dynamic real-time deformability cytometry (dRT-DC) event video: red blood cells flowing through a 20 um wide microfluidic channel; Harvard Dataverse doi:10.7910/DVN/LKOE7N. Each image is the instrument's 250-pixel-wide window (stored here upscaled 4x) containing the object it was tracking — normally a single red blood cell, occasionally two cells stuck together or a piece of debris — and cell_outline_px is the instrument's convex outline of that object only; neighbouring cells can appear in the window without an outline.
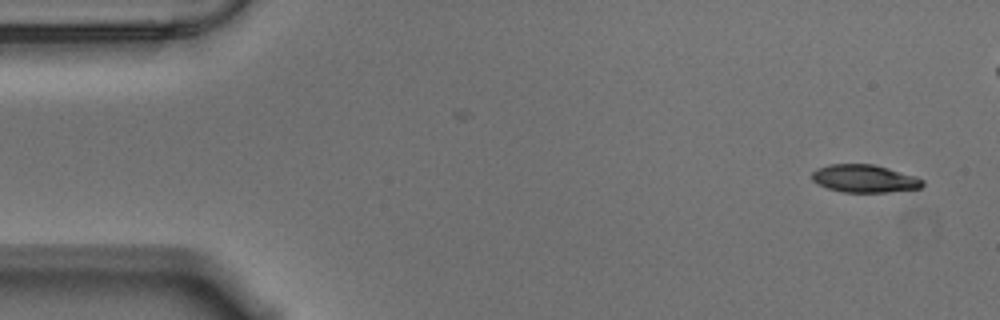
{"species": "Egyptian fruit bat (a non-hibernating species)", "species_latin": "Rousettus aegyptiacus", "temperature_condition": "warm", "stored_images_in_passage": 56, "camera_frame_rate_fps": 3000, "um_per_image_px": 0.085, "animal": {"sex": "male"}, "frame": {"image": 1, "passage_image": 1, "time_ms": 0.0, "image_size_px": [1000, 320], "cell_outline_px": [[924, 184], [920, 188], [888, 192], [844, 192], [828, 188], [816, 184], [812, 180], [812, 172], [816, 168], [828, 164], [872, 164], [888, 168], [916, 176], [924, 180]], "centroid_in_image_um": [73.46, 15.17], "position_along_channel_um": 11.5, "area_um2": 17.98}}
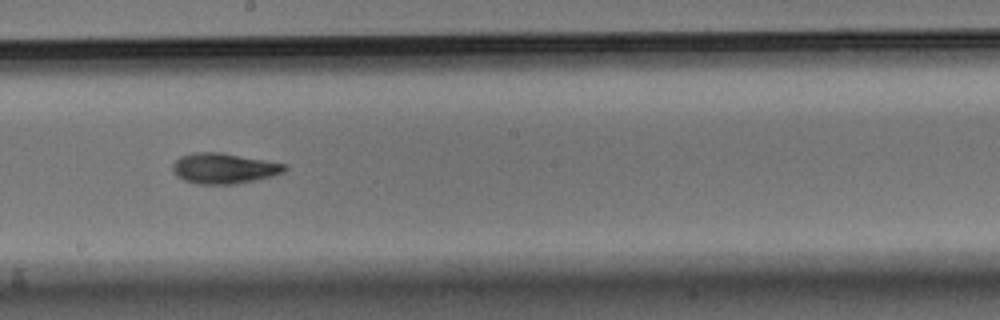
{"frame": {"image": 2, "passage_image": 29, "time_ms": 9.333, "image_size_px": [1000, 320], "cell_outline_px": [[288, 168], [284, 172], [272, 176], [236, 184], [196, 184], [184, 180], [176, 176], [172, 168], [172, 164], [180, 156], [192, 152], [224, 152], [288, 164]], "centroid_in_image_um": [19.05, 14.3], "position_along_channel_um": 229.2, "area_um2": 20.23}}
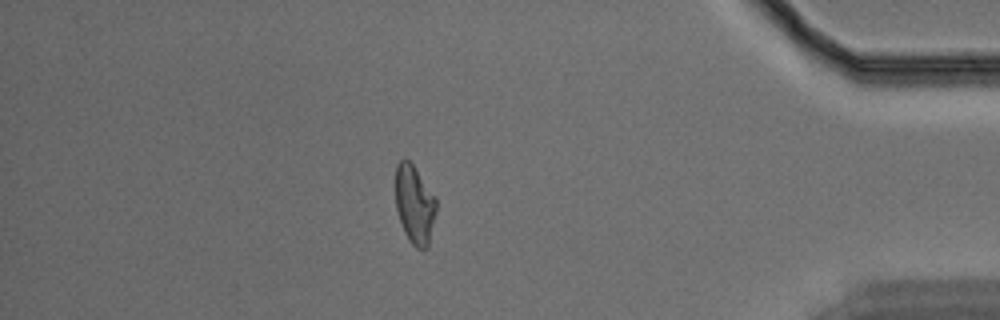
{"frame": {"image": 3, "passage_image": 47, "time_ms": 15.333, "image_size_px": [1000, 320], "cell_outline_px": [[436, 212], [428, 248], [416, 248], [408, 240], [404, 232], [396, 208], [396, 164], [400, 160], [408, 160], [412, 164], [436, 196]], "centroid_in_image_um": [35.25, 17.4], "position_along_channel_um": 399.9, "area_um2": 18.61}, "authors_computed_cell_mechanics": {"area_um2": 19.3341, "velocity_mm_per_s": 3.5255, "shape_relaxation_time_tau1_ms": 6.5752, "shape_relaxation_time_tau2_ms": 4.7898, "deformation_change_tau1": 0.2029, "deformation_change_tau2": 0.1193}}